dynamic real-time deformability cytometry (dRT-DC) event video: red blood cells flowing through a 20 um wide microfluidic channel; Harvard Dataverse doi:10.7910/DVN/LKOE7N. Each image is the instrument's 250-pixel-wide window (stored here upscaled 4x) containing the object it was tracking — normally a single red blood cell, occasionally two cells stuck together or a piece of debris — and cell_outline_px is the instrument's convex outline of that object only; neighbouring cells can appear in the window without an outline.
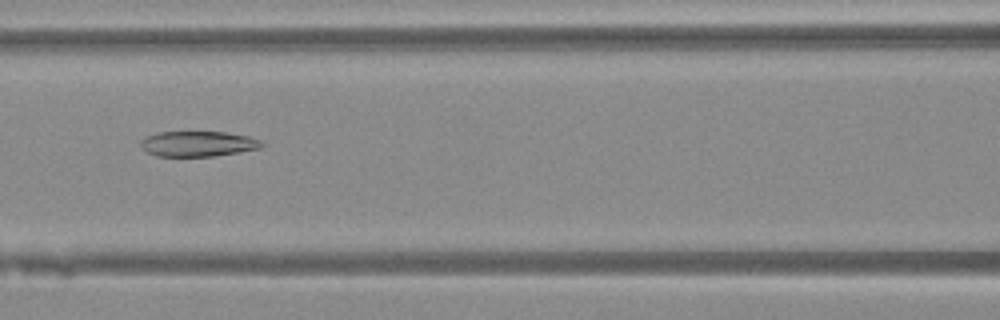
{"species": "Egyptian fruit bat (a non-hibernating species)", "species_latin": "Rousettus aegyptiacus", "temperature_condition": "warm", "stored_images_in_passage": 31, "camera_frame_rate_fps": 3000, "um_per_image_px": 0.085, "animal": {"sex": "female"}, "frame": {"image": 1, "passage_image": 9, "time_ms": 2.667, "image_size_px": [1000, 320], "cell_outline_px": [[268, 144], [260, 148], [212, 156], [156, 156], [148, 152], [140, 144], [140, 140], [144, 136], [156, 132], [224, 132], [248, 136], [264, 140]], "centroid_in_image_um": [16.85, 12.21], "position_along_channel_um": 149.7, "area_um2": 17.98}}
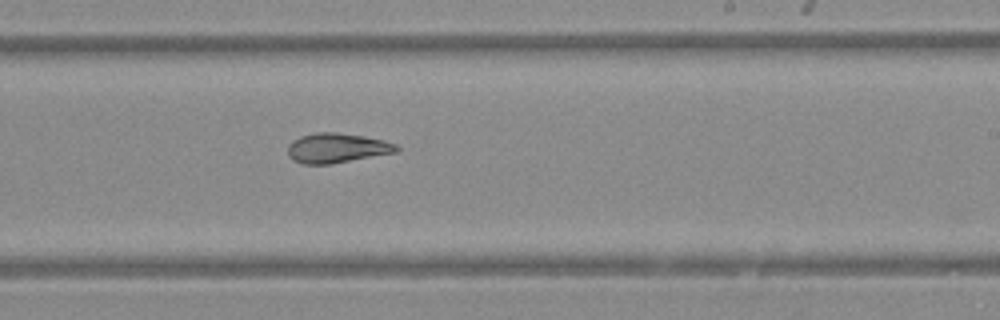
{"frame": {"image": 2, "passage_image": 17, "time_ms": 5.333, "image_size_px": [1000, 320], "cell_outline_px": [[400, 148], [396, 152], [328, 164], [304, 164], [292, 160], [288, 156], [288, 144], [292, 140], [300, 136], [316, 132], [336, 132], [364, 136], [384, 140], [396, 144]], "centroid_in_image_um": [28.59, 12.57], "position_along_channel_um": 260.4, "area_um2": 18.79}}
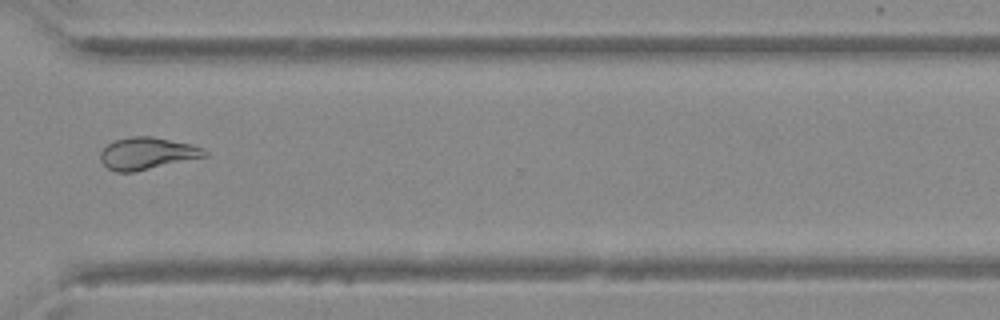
{"frame": {"image": 3, "passage_image": 24, "time_ms": 7.667, "image_size_px": [1000, 320], "cell_outline_px": [[208, 156], [136, 172], [116, 172], [108, 168], [100, 160], [100, 152], [112, 140], [132, 136], [152, 136], [192, 144], [204, 148], [208, 152]], "centroid_in_image_um": [12.52, 13.04], "position_along_channel_um": 358.1, "area_um2": 19.77}}